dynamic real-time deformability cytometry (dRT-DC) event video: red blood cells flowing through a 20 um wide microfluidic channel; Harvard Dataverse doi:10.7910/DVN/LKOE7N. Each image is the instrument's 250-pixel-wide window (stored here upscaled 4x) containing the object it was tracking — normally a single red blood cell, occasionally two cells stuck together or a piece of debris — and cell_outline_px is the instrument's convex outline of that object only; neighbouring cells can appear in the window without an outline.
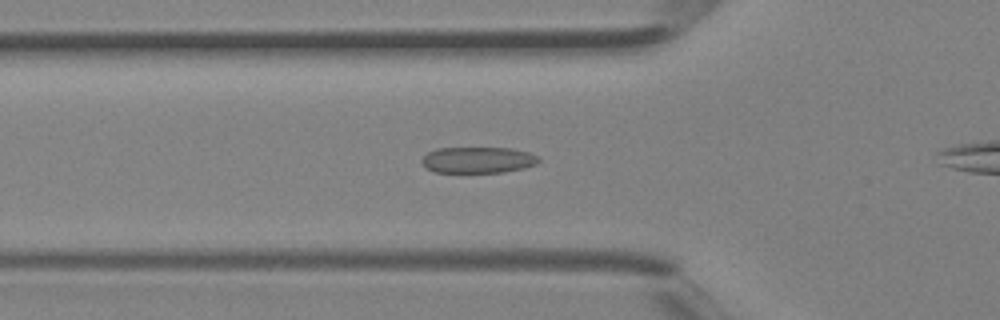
{"species": "Egyptian fruit bat (a non-hibernating species)", "species_latin": "Rousettus aegyptiacus", "temperature_condition": "room temperature", "stored_images_in_passage": 35, "camera_frame_rate_fps": 3000, "um_per_image_px": 0.085, "animal": {"sex": "female"}, "frame": {"image": 1, "passage_image": 14, "time_ms": 4.333, "image_size_px": [1000, 320], "cell_outline_px": [[540, 160], [536, 164], [524, 168], [500, 172], [432, 172], [420, 160], [428, 152], [436, 148], [512, 148], [528, 152], [540, 156]], "centroid_in_image_um": [40.64, 13.59], "position_along_channel_um": 85.2, "area_um2": 17.8}}
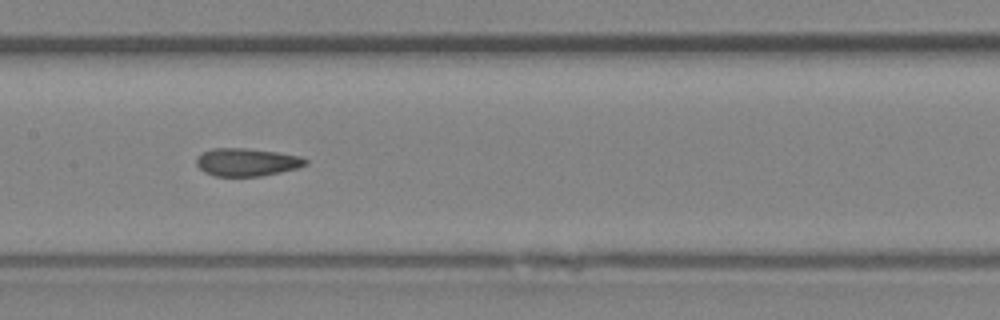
{"frame": {"image": 2, "passage_image": 20, "time_ms": 6.333, "image_size_px": [1000, 320], "cell_outline_px": [[308, 164], [300, 168], [260, 176], [216, 176], [204, 172], [196, 164], [196, 156], [212, 148], [244, 148], [276, 152], [300, 156], [308, 160]], "centroid_in_image_um": [20.99, 13.78], "position_along_channel_um": 186.4, "area_um2": 17.74}}
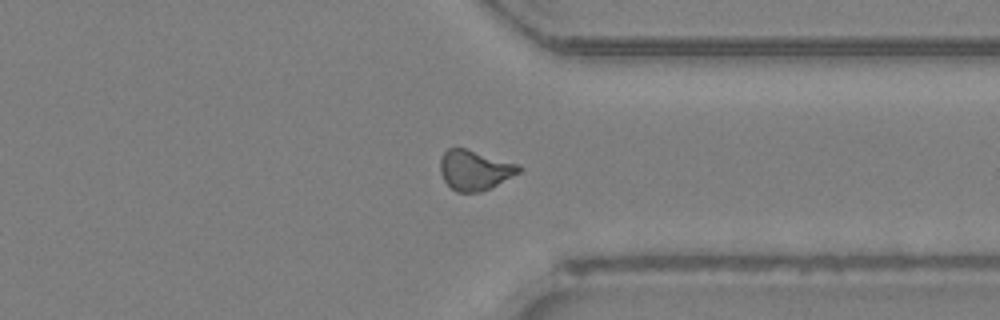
{"frame": {"image": 3, "passage_image": 31, "time_ms": 10.0, "image_size_px": [1000, 320], "cell_outline_px": [[524, 168], [520, 172], [480, 192], [456, 192], [444, 180], [440, 172], [440, 160], [444, 152], [448, 148], [464, 148], [520, 164]], "centroid_in_image_um": [40.35, 14.44], "position_along_channel_um": 371.1, "area_um2": 18.15}}